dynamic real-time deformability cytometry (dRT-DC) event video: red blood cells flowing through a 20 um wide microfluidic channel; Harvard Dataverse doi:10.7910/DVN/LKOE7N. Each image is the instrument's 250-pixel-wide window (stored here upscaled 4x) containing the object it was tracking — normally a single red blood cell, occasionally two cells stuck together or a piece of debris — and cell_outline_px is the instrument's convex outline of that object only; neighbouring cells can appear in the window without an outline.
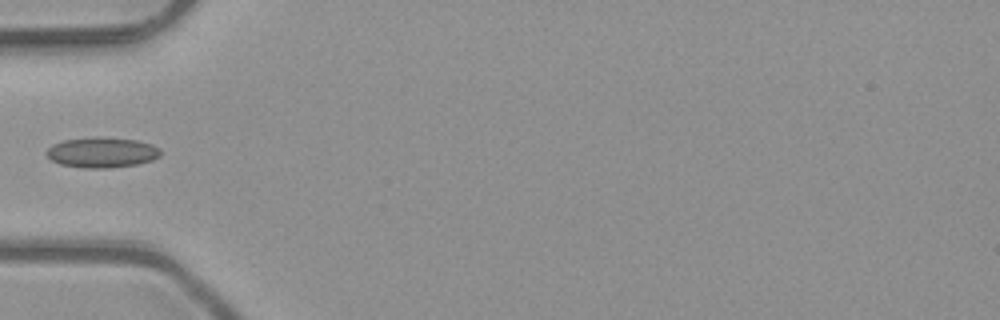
{"species": "common noctule bat (a hibernating species)", "species_latin": "Nyctalus noctula", "temperature_condition": "room temperature", "stored_images_in_passage": 5, "camera_frame_rate_fps": 3000, "um_per_image_px": 0.085, "animal": {"sex": "male", "body_mass_g": 23.1, "forearm_length_mm": 52.7}, "frame": {"image": 1, "passage_image": 4, "time_ms": 1.0, "image_size_px": [1000, 320], "cell_outline_px": [[160, 156], [152, 160], [136, 164], [108, 168], [84, 168], [60, 164], [52, 160], [44, 152], [52, 144], [64, 140], [100, 136], [136, 140], [152, 144], [160, 148]], "centroid_in_image_um": [8.66, 12.95], "position_along_channel_um": 76.3, "area_um2": 20.23}}
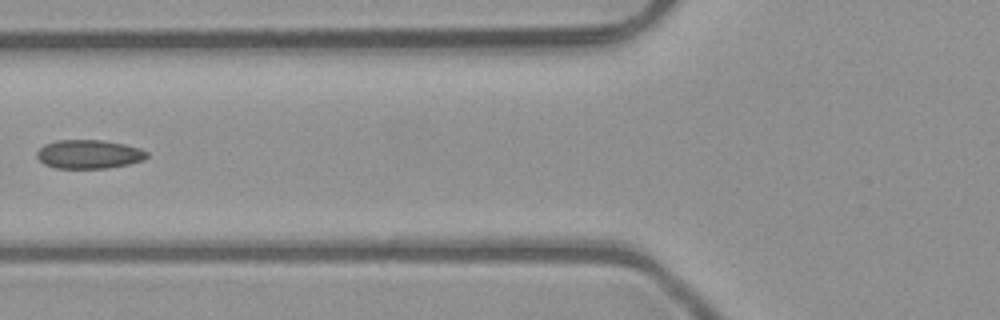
{"frame": {"image": 2, "passage_image": 5, "time_ms": 1.333, "image_size_px": [1000, 320], "cell_outline_px": [[148, 156], [144, 160], [128, 164], [108, 168], [56, 168], [44, 164], [36, 156], [36, 152], [44, 144], [56, 140], [104, 140], [124, 144], [140, 148], [148, 152]], "centroid_in_image_um": [7.56, 13.1], "position_along_channel_um": 118.2, "area_um2": 18.55}}